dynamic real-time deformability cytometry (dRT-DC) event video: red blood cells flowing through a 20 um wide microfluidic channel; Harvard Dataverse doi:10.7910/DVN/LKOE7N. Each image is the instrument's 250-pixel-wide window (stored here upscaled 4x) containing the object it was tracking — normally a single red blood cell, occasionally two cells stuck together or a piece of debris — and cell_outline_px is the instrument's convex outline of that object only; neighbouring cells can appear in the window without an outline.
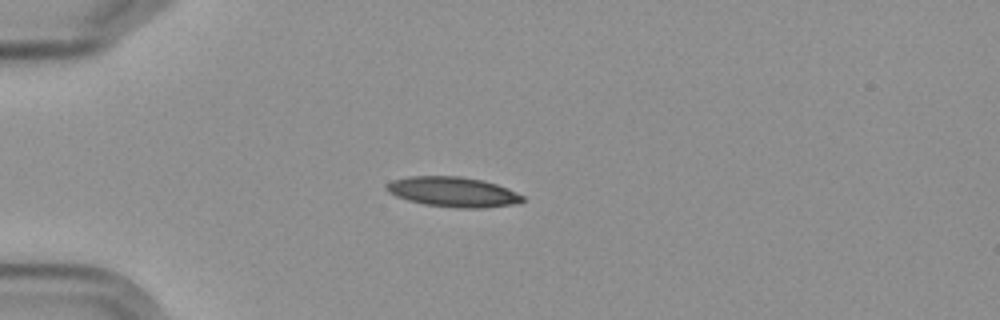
{"species": "Egyptian fruit bat (a non-hibernating species)", "species_latin": "Rousettus aegyptiacus", "temperature_condition": "cold", "stored_images_in_passage": 14, "camera_frame_rate_fps": 3000, "um_per_image_px": 0.085, "frame": {"image": 1, "passage_image": 3, "time_ms": 3.333, "image_size_px": [1000, 320], "cell_outline_px": [[524, 200], [512, 204], [484, 208], [456, 208], [424, 204], [408, 200], [396, 196], [388, 192], [384, 188], [384, 184], [392, 180], [408, 176], [460, 176], [484, 180], [508, 188], [524, 196]], "centroid_in_image_um": [38.47, 16.3], "position_along_channel_um": 46.5, "area_um2": 23.93}}
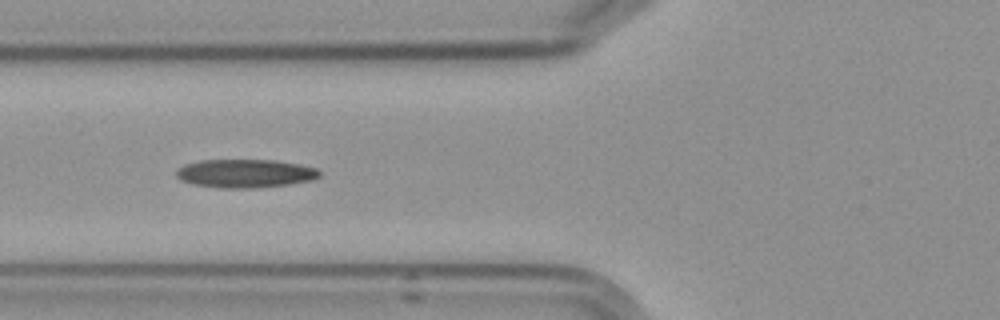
{"frame": {"image": 2, "passage_image": 5, "time_ms": 5.667, "image_size_px": [1000, 320], "cell_outline_px": [[320, 176], [312, 180], [288, 184], [252, 188], [224, 188], [192, 184], [180, 180], [176, 176], [176, 172], [184, 164], [200, 160], [272, 160], [300, 164], [316, 168], [320, 172]], "centroid_in_image_um": [20.83, 14.74], "position_along_channel_um": 105.0, "area_um2": 23.64}}
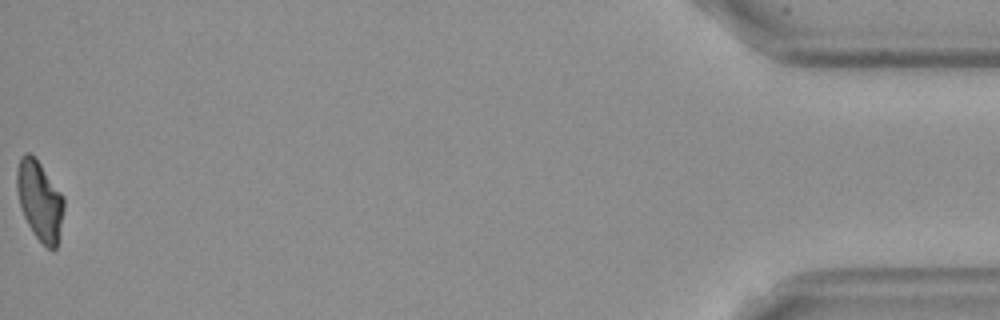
{"frame": {"image": 3, "passage_image": 14, "time_ms": 17.333, "image_size_px": [1000, 320], "cell_outline_px": [[64, 208], [56, 248], [48, 248], [32, 232], [20, 208], [16, 188], [16, 172], [20, 156], [24, 152], [28, 152], [40, 164], [64, 196]], "centroid_in_image_um": [3.35, 17.02], "position_along_channel_um": 431.8, "area_um2": 21.56}, "authors_computed_cell_mechanics": {"area_um2": 22.6287, "velocity_mm_per_s": 3.5724, "shape_relaxation_time_tau1_ms": null, "shape_relaxation_time_tau2_ms": 9.3736, "deformation_change_tau1": null, "deformation_change_tau2": 0.1737}}